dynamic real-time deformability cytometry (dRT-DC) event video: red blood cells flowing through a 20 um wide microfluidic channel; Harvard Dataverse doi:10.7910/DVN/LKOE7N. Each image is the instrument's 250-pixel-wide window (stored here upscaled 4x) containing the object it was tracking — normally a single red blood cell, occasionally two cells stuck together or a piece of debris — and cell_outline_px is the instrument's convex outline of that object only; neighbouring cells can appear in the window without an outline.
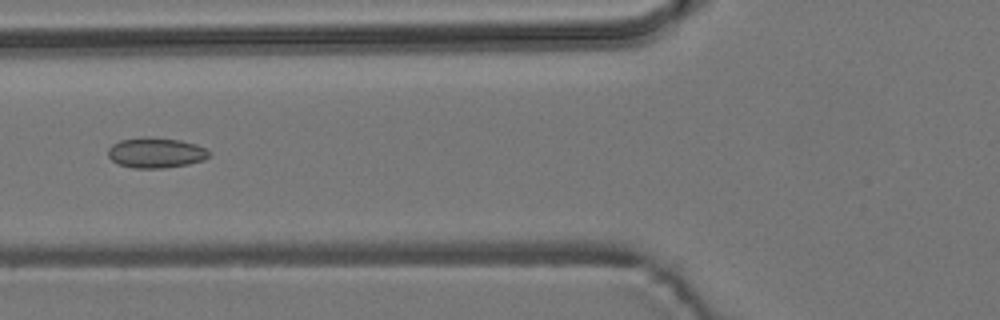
{"species": "common noctule bat (a hibernating species)", "species_latin": "Nyctalus noctula", "temperature_condition": "room temperature", "stored_images_in_passage": 6, "camera_frame_rate_fps": 3000, "um_per_image_px": 0.085, "animal": {"sex": "male", "body_mass_g": 19.2, "forearm_length_mm": 51.8}, "frame": {"image": 1, "passage_image": 6, "time_ms": 6.667, "image_size_px": [1000, 320], "cell_outline_px": [[212, 152], [204, 160], [188, 164], [164, 168], [132, 168], [120, 164], [112, 160], [108, 156], [108, 148], [112, 144], [120, 140], [140, 136], [144, 136], [180, 140], [196, 144]], "centroid_in_image_um": [13.24, 12.97], "position_along_channel_um": 112.6, "area_um2": 17.98}}